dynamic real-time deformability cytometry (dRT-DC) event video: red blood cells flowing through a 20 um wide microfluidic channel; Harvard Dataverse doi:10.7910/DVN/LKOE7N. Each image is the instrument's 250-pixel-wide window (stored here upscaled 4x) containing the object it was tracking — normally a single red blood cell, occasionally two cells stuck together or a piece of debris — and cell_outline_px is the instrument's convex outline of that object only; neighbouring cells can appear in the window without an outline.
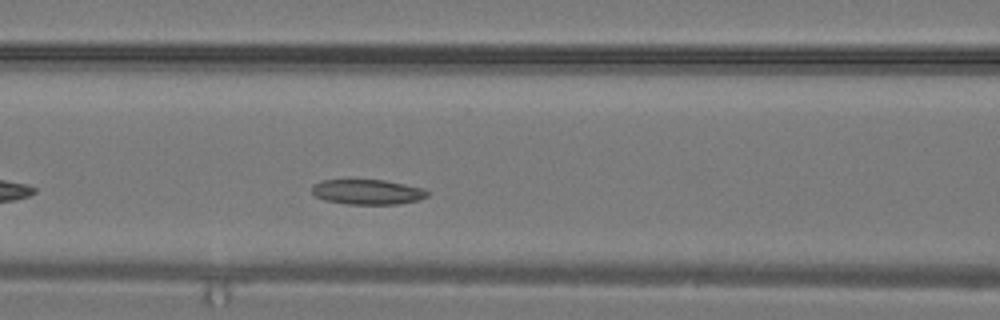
{"species": "common noctule bat (a hibernating species)", "species_latin": "Nyctalus noctula", "temperature_condition": "warm", "stored_images_in_passage": 18, "camera_frame_rate_fps": 3000, "um_per_image_px": 0.085, "animal": {"sex": "male", "body_mass_g": 19.2, "forearm_length_mm": 51.8}, "frame": {"image": 1, "passage_image": 8, "time_ms": 2.333, "image_size_px": [1000, 320], "cell_outline_px": [[432, 192], [428, 196], [420, 200], [400, 204], [348, 204], [324, 200], [316, 196], [312, 192], [312, 184], [320, 180], [348, 176], [384, 180], [424, 188]], "centroid_in_image_um": [31.2, 16.26], "position_along_channel_um": 135.4, "area_um2": 17.98}}
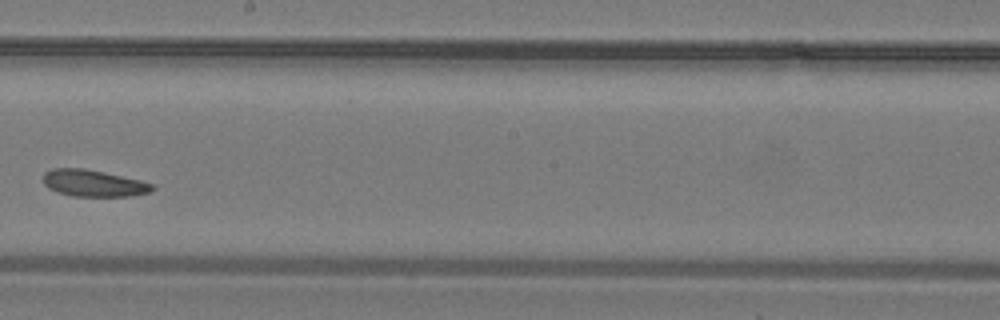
{"frame": {"image": 2, "passage_image": 13, "time_ms": 4.0, "image_size_px": [1000, 320], "cell_outline_px": [[156, 188], [152, 192], [128, 196], [72, 196], [56, 192], [48, 188], [44, 184], [44, 172], [52, 168], [84, 168], [104, 172], [140, 180], [152, 184]], "centroid_in_image_um": [7.94, 15.57], "position_along_channel_um": 240.3, "area_um2": 17.05}}
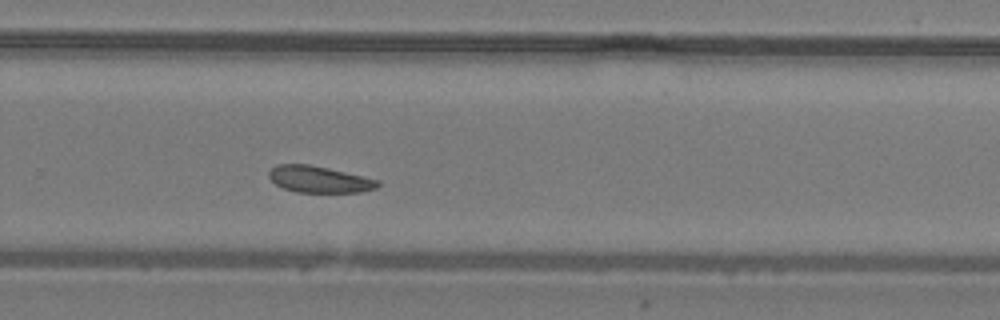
{"frame": {"image": 3, "passage_image": 16, "time_ms": 5.0, "image_size_px": [1000, 320], "cell_outline_px": [[380, 184], [376, 188], [360, 192], [296, 192], [284, 188], [276, 184], [268, 176], [268, 172], [276, 164], [308, 164], [328, 168], [380, 180]], "centroid_in_image_um": [27.13, 15.24], "position_along_channel_um": 302.7, "area_um2": 16.76}}